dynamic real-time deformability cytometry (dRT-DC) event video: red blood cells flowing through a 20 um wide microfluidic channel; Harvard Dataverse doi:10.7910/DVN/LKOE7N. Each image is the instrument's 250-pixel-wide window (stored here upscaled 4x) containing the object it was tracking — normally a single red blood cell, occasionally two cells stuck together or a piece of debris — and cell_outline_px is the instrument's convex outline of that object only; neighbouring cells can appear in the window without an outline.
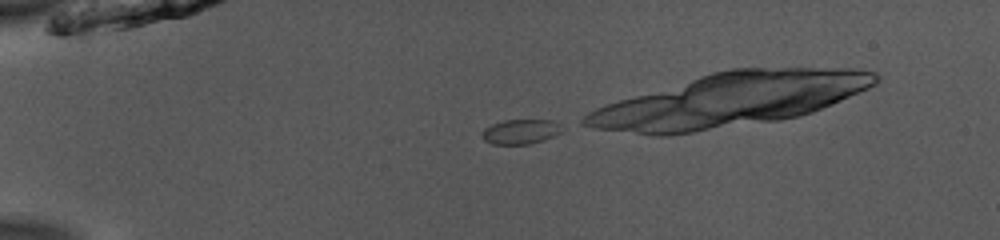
{"species": "common noctule bat (a hibernating species)", "species_latin": "Nyctalus noctula", "temperature_condition": "room temperature", "stored_images_in_passage": 15, "camera_frame_rate_fps": 3000, "um_per_image_px": 0.085, "animal": {"sex": "male", "body_mass_g": 13.0, "forearm_length_mm": 53.1}, "frame": {"image": 1, "passage_image": 5, "time_ms": 1.333, "image_size_px": [1000, 240], "cell_outline_px": [[564, 128], [560, 132], [544, 140], [528, 144], [492, 144], [484, 140], [480, 136], [480, 132], [484, 128], [492, 124], [504, 120], [552, 120], [560, 124]], "centroid_in_image_um": [44.22, 11.19], "position_along_channel_um": 40.8, "area_um2": 11.62}}
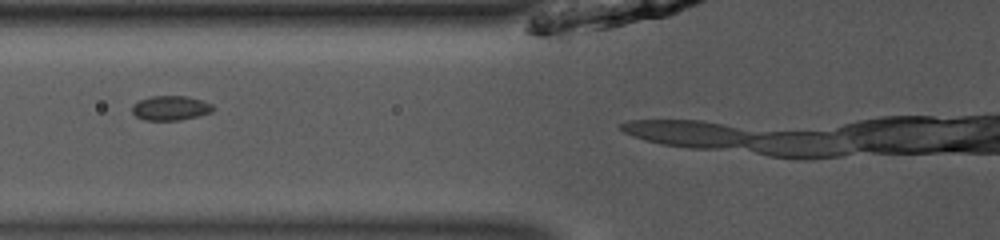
{"frame": {"image": 2, "passage_image": 13, "time_ms": 4.0, "image_size_px": [1000, 240], "cell_outline_px": [[216, 108], [212, 112], [180, 120], [144, 120], [136, 116], [132, 112], [132, 104], [140, 100], [152, 96], [184, 96], [200, 100], [212, 104]], "centroid_in_image_um": [14.49, 9.18], "position_along_channel_um": 111.3, "area_um2": 11.5}}